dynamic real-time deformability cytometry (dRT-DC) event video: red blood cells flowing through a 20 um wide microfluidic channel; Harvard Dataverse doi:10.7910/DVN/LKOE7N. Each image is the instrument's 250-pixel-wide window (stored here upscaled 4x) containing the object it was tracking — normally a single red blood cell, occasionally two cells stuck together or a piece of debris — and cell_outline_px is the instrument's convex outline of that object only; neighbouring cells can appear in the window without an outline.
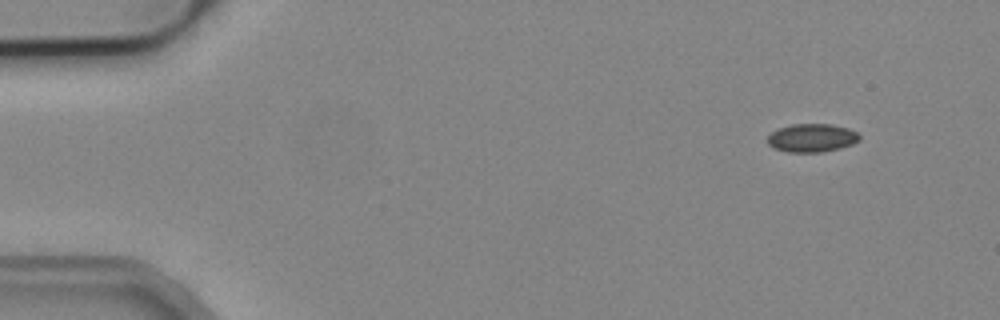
{"species": "common noctule bat (a hibernating species)", "species_latin": "Nyctalus noctula", "temperature_condition": "cold", "stored_images_in_passage": 4, "camera_frame_rate_fps": 3000, "um_per_image_px": 0.085, "animal": {"sex": "male", "body_mass_g": 19.2, "forearm_length_mm": 51.8}, "frame": {"image": 1, "passage_image": 1, "time_ms": 0.0, "image_size_px": [1000, 320], "cell_outline_px": [[860, 140], [852, 144], [840, 148], [820, 152], [788, 152], [772, 148], [768, 144], [768, 136], [772, 132], [780, 128], [792, 124], [832, 124], [848, 128], [860, 132]], "centroid_in_image_um": [69.04, 11.72], "position_along_channel_um": 16.0, "area_um2": 15.26}}
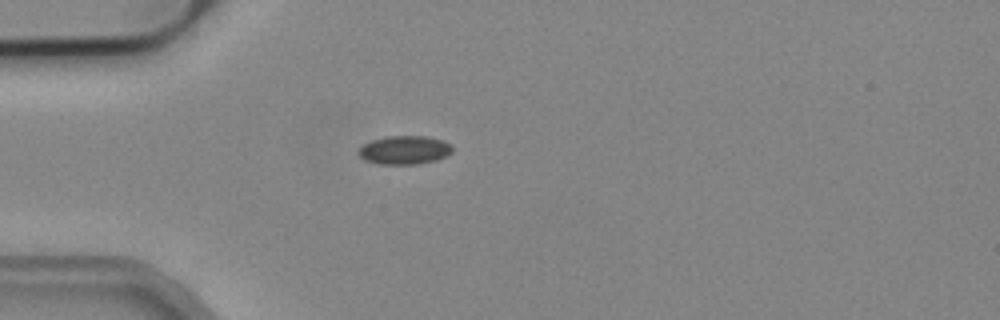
{"frame": {"image": 2, "passage_image": 3, "time_ms": 0.667, "image_size_px": [1000, 320], "cell_outline_px": [[452, 152], [436, 160], [420, 164], [380, 164], [364, 160], [356, 152], [364, 144], [372, 140], [384, 136], [424, 136], [440, 140], [448, 144], [452, 148]], "centroid_in_image_um": [34.33, 12.76], "position_along_channel_um": 50.7, "area_um2": 15.49}}